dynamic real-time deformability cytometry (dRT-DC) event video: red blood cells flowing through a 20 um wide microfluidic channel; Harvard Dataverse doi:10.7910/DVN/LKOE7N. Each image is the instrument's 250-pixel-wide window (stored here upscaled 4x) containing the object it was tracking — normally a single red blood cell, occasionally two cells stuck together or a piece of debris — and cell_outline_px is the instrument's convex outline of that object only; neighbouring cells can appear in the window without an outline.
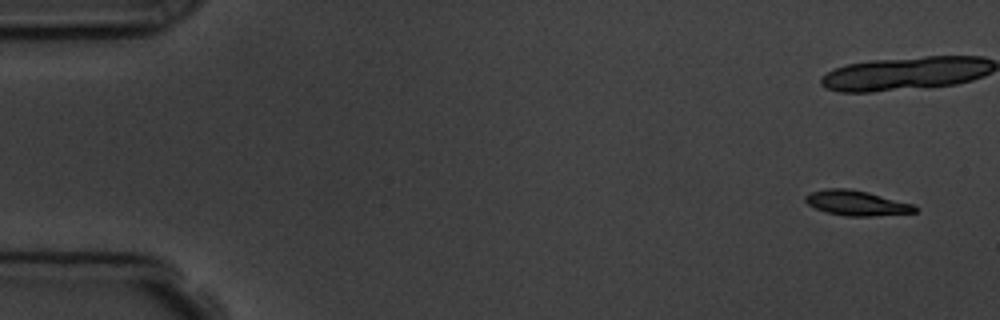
{"species": "common noctule bat (a hibernating species)", "species_latin": "Nyctalus noctula", "temperature_condition": "room temperature", "stored_images_in_passage": 7, "camera_frame_rate_fps": 3000, "um_per_image_px": 0.085, "animal": {"sex": "male", "body_mass_g": 19.5, "forearm_length_mm": 54.6}, "frame": {"image": 1, "passage_image": 1, "time_ms": 0.0, "image_size_px": [1000, 320], "cell_outline_px": [[916, 212], [872, 216], [844, 216], [828, 212], [816, 208], [808, 204], [804, 200], [804, 196], [812, 192], [824, 188], [848, 188], [868, 192], [912, 204], [916, 208]], "centroid_in_image_um": [72.76, 17.25], "position_along_channel_um": 12.2, "area_um2": 15.78}}